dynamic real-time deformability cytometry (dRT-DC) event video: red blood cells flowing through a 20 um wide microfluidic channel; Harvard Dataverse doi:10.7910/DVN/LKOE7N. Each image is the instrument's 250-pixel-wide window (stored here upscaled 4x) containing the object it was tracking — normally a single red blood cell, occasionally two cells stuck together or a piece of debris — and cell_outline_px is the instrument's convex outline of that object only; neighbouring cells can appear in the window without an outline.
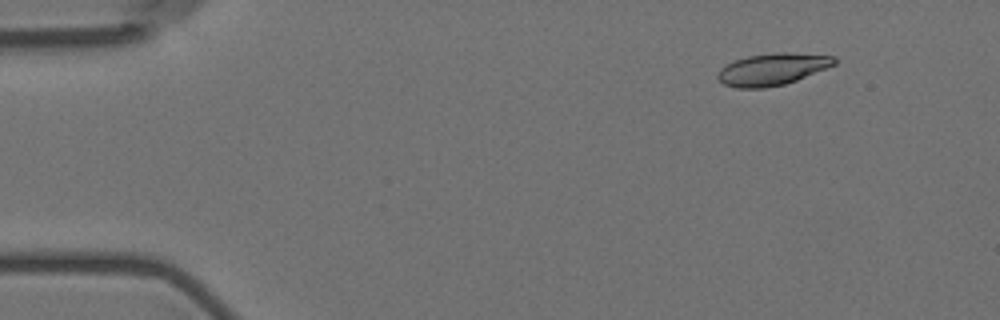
{"species": "Egyptian fruit bat (a non-hibernating species)", "species_latin": "Rousettus aegyptiacus", "temperature_condition": "room temperature", "stored_images_in_passage": 6, "segment_of_instrument_passage": [2, 2], "camera_frame_rate_fps": 3000, "um_per_image_px": 0.085, "animal": {"sex": "female"}, "frame": {"image": 1, "passage_image": 6, "time_ms": 6.667, "image_size_px": [1000, 320], "cell_outline_px": [[836, 64], [796, 80], [784, 84], [764, 88], [736, 88], [724, 84], [716, 76], [720, 68], [736, 60], [748, 56], [772, 52], [788, 52], [836, 56]], "centroid_in_image_um": [65.65, 5.88], "position_along_channel_um": 19.3, "area_um2": 21.62}}